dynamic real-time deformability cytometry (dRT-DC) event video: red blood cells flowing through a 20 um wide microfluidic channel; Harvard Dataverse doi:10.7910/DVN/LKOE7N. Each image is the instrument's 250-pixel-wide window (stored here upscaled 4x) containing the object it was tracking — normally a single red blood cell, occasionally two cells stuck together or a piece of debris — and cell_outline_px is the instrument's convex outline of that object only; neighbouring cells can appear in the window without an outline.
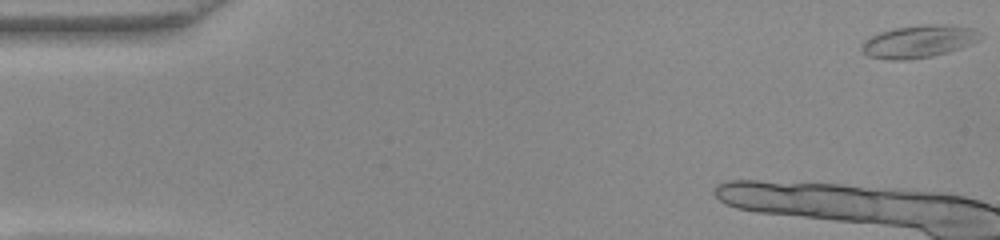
{"species": "common noctule bat (a hibernating species)", "species_latin": "Nyctalus noctula", "temperature_condition": "warm", "stored_images_in_passage": 11, "camera_frame_rate_fps": 3000, "um_per_image_px": 0.085, "animal": {"sex": "female", "body_mass_g": 22.0, "forearm_length_mm": 56.7}, "frame": {"image": 1, "passage_image": 1, "time_ms": 0.0, "image_size_px": [1000, 240], "cell_outline_px": [[984, 36], [980, 40], [972, 44], [948, 52], [932, 56], [908, 60], [888, 60], [868, 56], [860, 48], [860, 44], [864, 40], [880, 32], [892, 28], [920, 24], [944, 24], [976, 28]], "centroid_in_image_um": [78.12, 3.51], "position_along_channel_um": 6.9, "area_um2": 22.95}}